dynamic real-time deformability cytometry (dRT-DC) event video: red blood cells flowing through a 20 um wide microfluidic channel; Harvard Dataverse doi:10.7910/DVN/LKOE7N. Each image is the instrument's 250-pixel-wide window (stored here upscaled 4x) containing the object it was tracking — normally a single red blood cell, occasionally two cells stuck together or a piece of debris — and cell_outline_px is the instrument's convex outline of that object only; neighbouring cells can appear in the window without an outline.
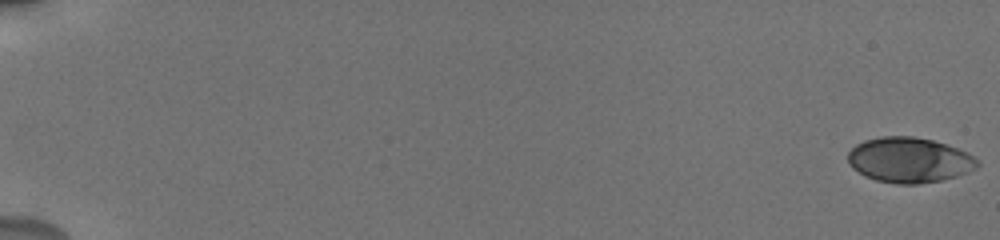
{"species": "human", "species_latin": "Homo sapiens", "temperature_condition": "cold", "stored_images_in_passage": 11, "camera_frame_rate_fps": 3000, "um_per_image_px": 0.085, "donor": {"sex": "male"}, "frame": {"image": 1, "passage_image": 1, "time_ms": 0.0, "image_size_px": [1000, 240], "cell_outline_px": [[980, 164], [976, 168], [968, 172], [956, 176], [940, 180], [920, 184], [896, 184], [876, 180], [864, 176], [852, 168], [848, 164], [848, 152], [856, 144], [864, 140], [880, 136], [912, 136], [932, 140], [968, 152], [980, 160]], "centroid_in_image_um": [77.28, 13.6], "position_along_channel_um": 7.7, "area_um2": 34.33}}
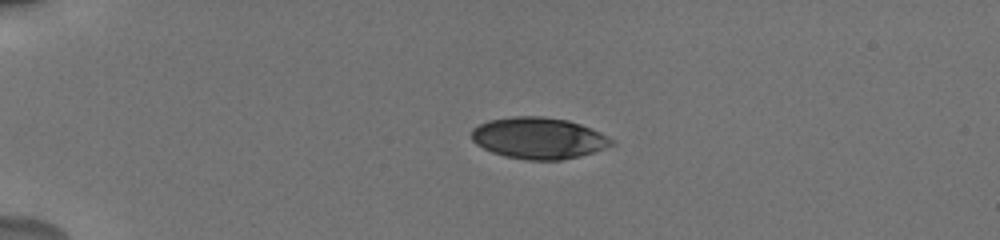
{"frame": {"image": 2, "passage_image": 7, "time_ms": 4.667, "image_size_px": [1000, 240], "cell_outline_px": [[616, 144], [580, 156], [560, 160], [528, 160], [504, 156], [492, 152], [476, 144], [472, 140], [472, 128], [488, 120], [512, 116], [544, 116], [568, 120], [580, 124], [600, 132], [616, 140]], "centroid_in_image_um": [45.8, 11.73], "position_along_channel_um": 39.2, "area_um2": 33.93}}
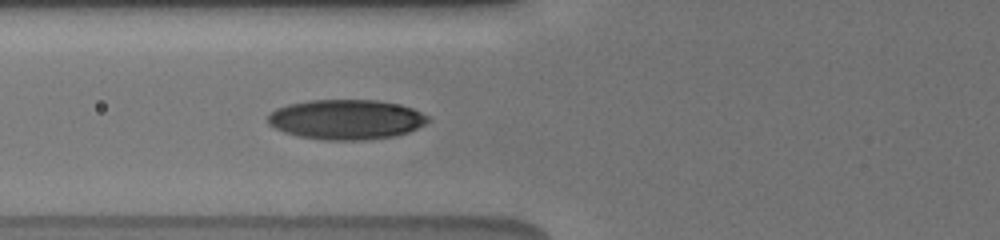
{"frame": {"image": 3, "passage_image": 11, "time_ms": 7.667, "image_size_px": [1000, 240], "cell_outline_px": [[432, 120], [408, 132], [396, 136], [364, 140], [328, 140], [300, 136], [284, 132], [268, 124], [268, 116], [276, 108], [288, 104], [312, 100], [376, 100], [400, 104], [412, 108], [428, 116]], "centroid_in_image_um": [29.45, 10.15], "position_along_channel_um": 96.4, "area_um2": 37.17}}